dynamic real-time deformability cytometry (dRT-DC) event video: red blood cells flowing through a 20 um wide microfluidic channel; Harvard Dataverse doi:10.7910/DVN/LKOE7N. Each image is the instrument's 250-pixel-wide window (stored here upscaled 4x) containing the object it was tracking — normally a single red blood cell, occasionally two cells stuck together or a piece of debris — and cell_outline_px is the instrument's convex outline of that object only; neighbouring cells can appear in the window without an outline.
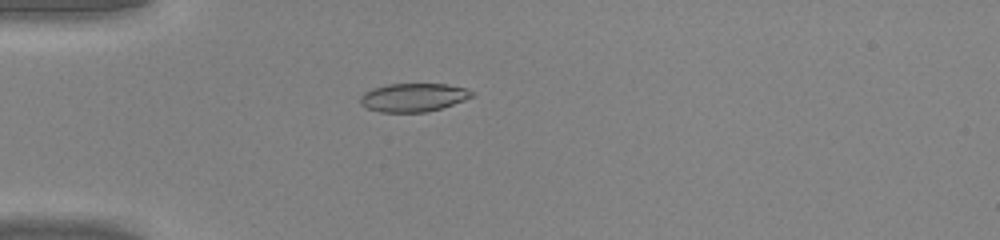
{"species": "common noctule bat (a hibernating species)", "species_latin": "Nyctalus noctula", "temperature_condition": "warm", "stored_images_in_passage": 46, "camera_frame_rate_fps": 3000, "um_per_image_px": 0.085, "animal": {"sex": "male", "body_mass_g": 20.0, "forearm_length_mm": 53.3}, "frame": {"image": 1, "passage_image": 14, "time_ms": 4.333, "image_size_px": [1000, 240], "cell_outline_px": [[476, 96], [440, 108], [424, 112], [380, 112], [368, 108], [360, 104], [360, 96], [364, 92], [372, 88], [388, 84], [448, 84], [464, 88], [476, 92]], "centroid_in_image_um": [35.14, 8.27], "position_along_channel_um": 49.9, "area_um2": 18.5}}
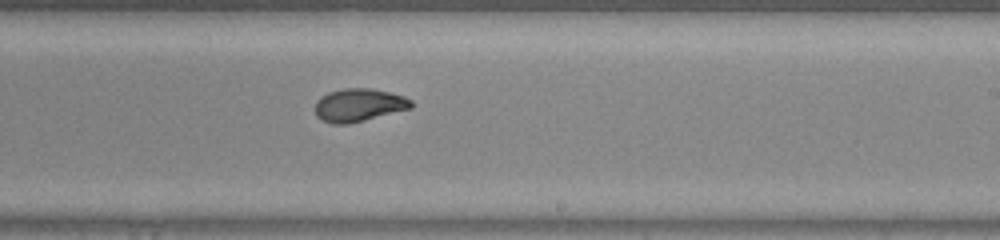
{"frame": {"image": 2, "passage_image": 29, "time_ms": 9.333, "image_size_px": [1000, 240], "cell_outline_px": [[416, 104], [412, 108], [348, 124], [332, 124], [316, 116], [316, 100], [320, 96], [328, 92], [344, 88], [368, 88], [388, 92], [404, 96], [412, 100]], "centroid_in_image_um": [30.52, 8.92], "position_along_channel_um": 258.5, "area_um2": 18.5}}
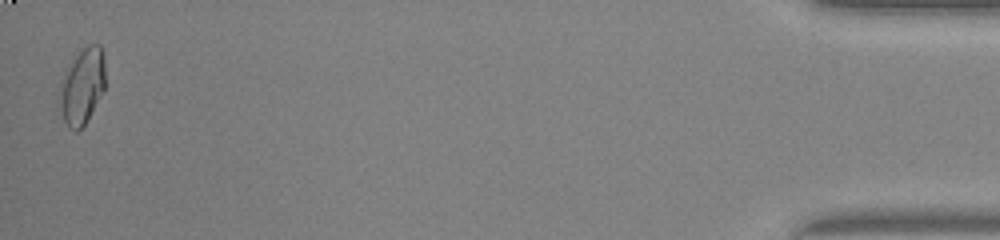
{"frame": {"image": 3, "passage_image": 46, "time_ms": 15.0, "image_size_px": [1000, 240], "cell_outline_px": [[104, 88], [84, 124], [76, 132], [68, 128], [56, 108], [56, 96], [60, 84], [68, 68], [76, 56], [88, 44], [100, 44], [104, 56]], "centroid_in_image_um": [6.92, 7.38], "position_along_channel_um": 428.3, "area_um2": 20.29}}